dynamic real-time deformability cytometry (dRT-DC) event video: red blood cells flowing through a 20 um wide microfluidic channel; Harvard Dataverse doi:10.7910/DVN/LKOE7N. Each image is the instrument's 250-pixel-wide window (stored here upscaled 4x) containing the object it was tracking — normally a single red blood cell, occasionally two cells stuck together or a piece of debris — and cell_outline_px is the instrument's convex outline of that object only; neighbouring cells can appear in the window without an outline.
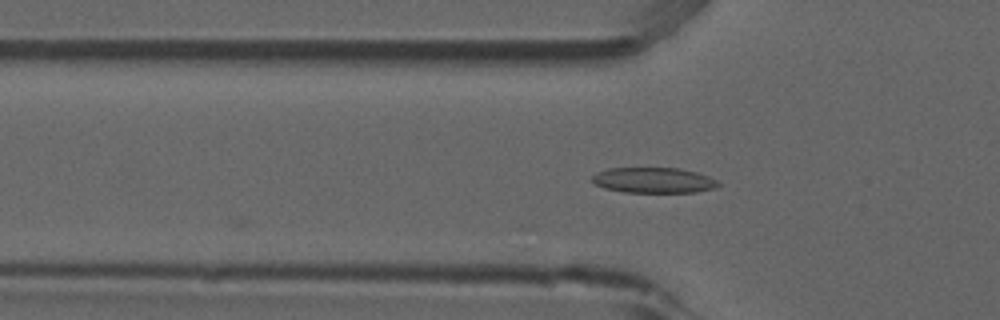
{"species": "common noctule bat (a hibernating species)", "species_latin": "Nyctalus noctula", "temperature_condition": "room temperature", "stored_images_in_passage": 36, "camera_frame_rate_fps": 3000, "um_per_image_px": 0.085, "animal": {"sex": "male", "forearm_length_mm": 52.5}, "frame": {"image": 1, "passage_image": 4, "time_ms": 1.0, "image_size_px": [1000, 320], "cell_outline_px": [[720, 184], [716, 188], [696, 192], [624, 192], [604, 188], [592, 184], [588, 180], [596, 172], [608, 168], [680, 168], [696, 172], [708, 176], [716, 180]], "centroid_in_image_um": [55.49, 15.32], "position_along_channel_um": 70.3, "area_um2": 18.96}}
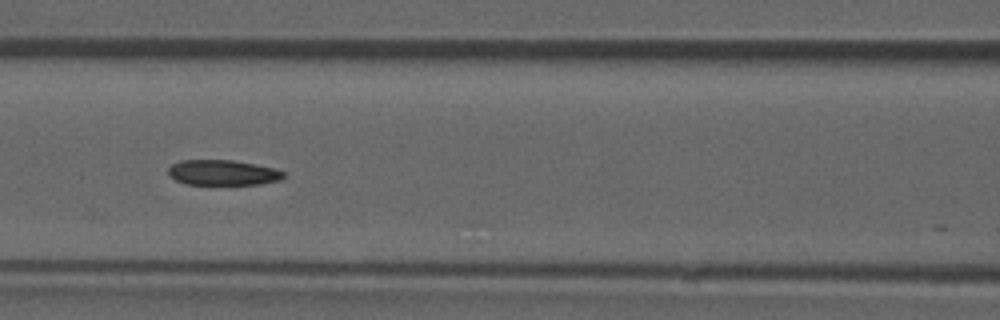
{"frame": {"image": 2, "passage_image": 10, "time_ms": 3.0, "image_size_px": [1000, 320], "cell_outline_px": [[284, 176], [280, 180], [260, 184], [188, 184], [176, 180], [168, 176], [168, 168], [172, 164], [180, 160], [232, 160], [256, 164], [272, 168], [284, 172]], "centroid_in_image_um": [18.9, 14.67], "position_along_channel_um": 147.7, "area_um2": 16.94}}
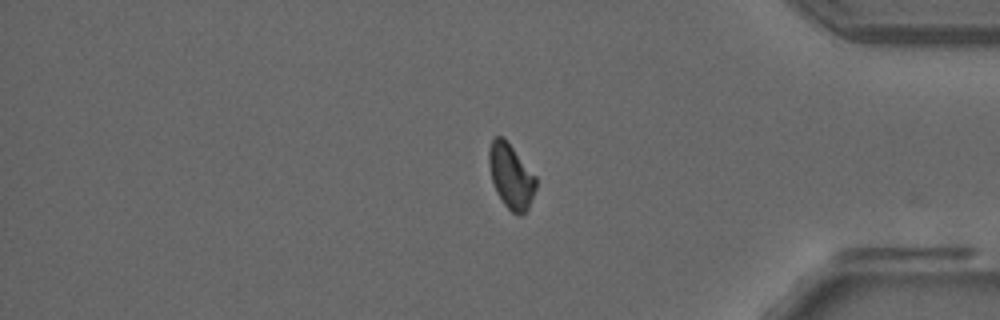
{"frame": {"image": 3, "passage_image": 31, "time_ms": 10.0, "image_size_px": [1000, 320], "cell_outline_px": [[536, 188], [528, 208], [520, 216], [516, 216], [504, 204], [496, 192], [492, 180], [488, 164], [488, 152], [492, 140], [496, 136], [504, 136], [536, 176]], "centroid_in_image_um": [43.43, 14.96], "position_along_channel_um": 391.8, "area_um2": 17.8}, "authors_computed_cell_mechanics": {"area_um2": 18.1203, "velocity_mm_per_s": 3.8383, "shape_relaxation_time_tau1_ms": null, "shape_relaxation_time_tau2_ms": 4.0292, "deformation_change_tau1": null, "deformation_change_tau2": 0.0914}}